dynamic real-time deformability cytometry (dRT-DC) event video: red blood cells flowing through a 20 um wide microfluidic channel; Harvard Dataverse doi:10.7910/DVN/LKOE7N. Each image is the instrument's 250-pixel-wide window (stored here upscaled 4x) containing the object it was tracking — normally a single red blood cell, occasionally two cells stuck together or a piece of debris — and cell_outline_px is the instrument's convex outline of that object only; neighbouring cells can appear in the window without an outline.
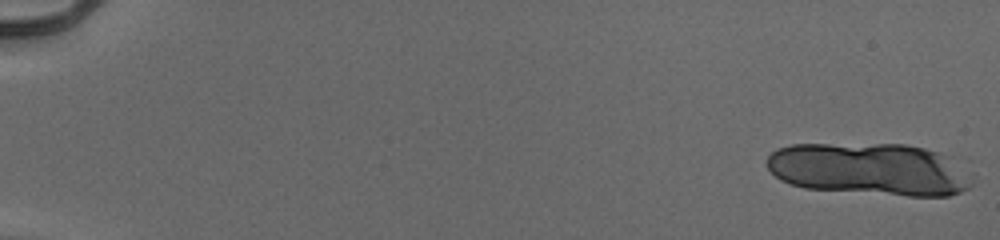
{"species": "human", "species_latin": "Homo sapiens", "temperature_condition": "cold", "stored_images_in_passage": 18, "camera_frame_rate_fps": 3000, "um_per_image_px": 0.085, "donor": {"sex": "male"}, "frame": {"image": 1, "passage_image": 1, "time_ms": 0.0, "image_size_px": [1000, 240], "cell_outline_px": [[972, 184], [968, 188], [960, 192], [948, 196], [908, 196], [804, 188], [788, 184], [780, 180], [768, 168], [768, 156], [776, 148], [792, 144], [904, 144], [924, 148], [936, 152], [972, 176]], "centroid_in_image_um": [73.84, 14.39], "position_along_channel_um": 11.2, "area_um2": 62.25}}